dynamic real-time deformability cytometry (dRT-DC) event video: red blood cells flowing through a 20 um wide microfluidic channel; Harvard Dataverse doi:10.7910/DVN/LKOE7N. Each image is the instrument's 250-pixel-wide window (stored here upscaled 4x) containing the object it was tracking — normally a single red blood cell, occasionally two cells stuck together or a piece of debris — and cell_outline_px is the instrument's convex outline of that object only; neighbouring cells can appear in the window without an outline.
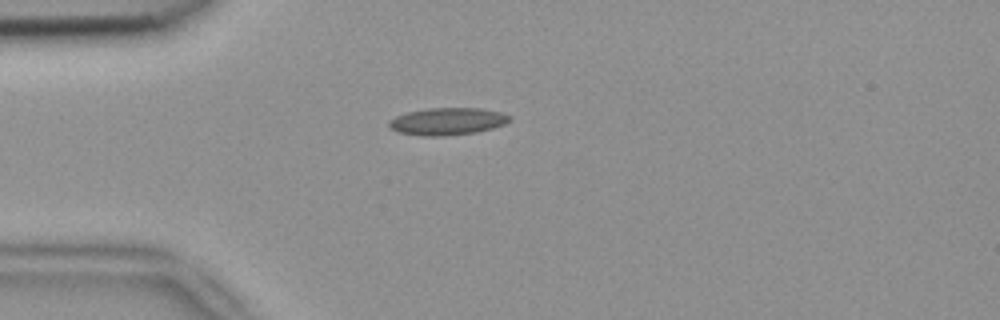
{"species": "common noctule bat (a hibernating species)", "species_latin": "Nyctalus noctula", "temperature_condition": "room temperature", "stored_images_in_passage": 3, "camera_frame_rate_fps": 3000, "um_per_image_px": 0.085, "animal": {"sex": "female", "body_mass_g": 18.4}, "frame": {"image": 1, "passage_image": 2, "time_ms": 0.333, "image_size_px": [1000, 320], "cell_outline_px": [[512, 120], [504, 124], [492, 128], [476, 132], [440, 136], [424, 136], [400, 132], [392, 128], [388, 124], [388, 120], [396, 116], [408, 112], [428, 108], [480, 108], [500, 112], [512, 116]], "centroid_in_image_um": [38.06, 10.31], "position_along_channel_um": 46.9, "area_um2": 19.02}}